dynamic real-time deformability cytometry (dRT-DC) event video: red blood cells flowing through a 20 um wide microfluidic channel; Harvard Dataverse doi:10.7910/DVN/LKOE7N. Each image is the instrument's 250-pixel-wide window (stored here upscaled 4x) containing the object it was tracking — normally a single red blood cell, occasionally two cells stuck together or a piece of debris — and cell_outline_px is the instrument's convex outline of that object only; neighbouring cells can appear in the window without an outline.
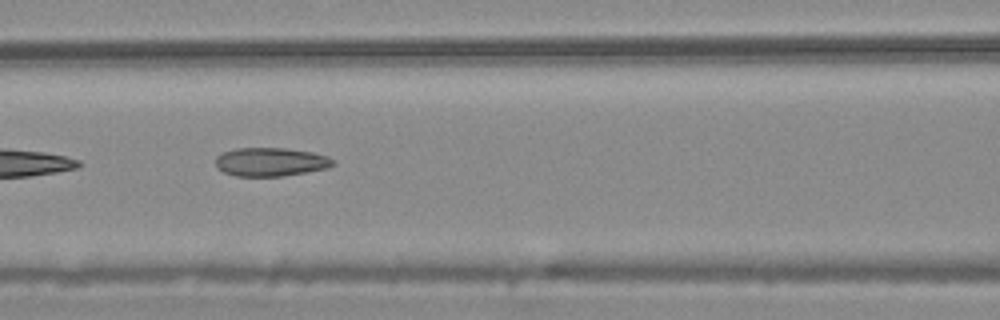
{"species": "common noctule bat (a hibernating species)", "species_latin": "Nyctalus noctula", "temperature_condition": "warm", "stored_images_in_passage": 8, "camera_frame_rate_fps": 3000, "um_per_image_px": 0.085, "animal": {"sex": "male", "body_mass_g": 20.4}, "frame": {"image": 1, "passage_image": 7, "time_ms": 2.0, "image_size_px": [1000, 320], "cell_outline_px": [[336, 164], [328, 168], [284, 176], [236, 176], [224, 172], [216, 168], [216, 156], [224, 152], [236, 148], [284, 148], [312, 152], [328, 156], [336, 160]], "centroid_in_image_um": [23.03, 13.76], "position_along_channel_um": 143.6, "area_um2": 19.71}}
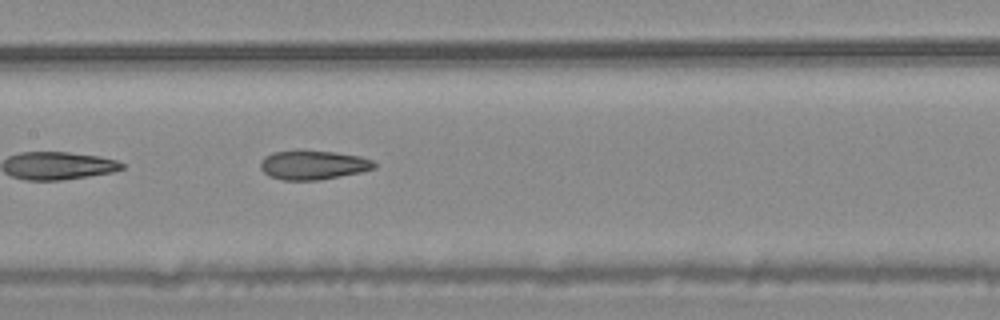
{"frame": {"image": 2, "passage_image": 8, "time_ms": 2.333, "image_size_px": [1000, 320], "cell_outline_px": [[376, 168], [360, 172], [320, 180], [284, 180], [268, 176], [260, 168], [260, 160], [264, 156], [272, 152], [332, 152], [360, 156], [372, 160], [376, 164]], "centroid_in_image_um": [26.6, 14.05], "position_along_channel_um": 180.8, "area_um2": 18.96}}